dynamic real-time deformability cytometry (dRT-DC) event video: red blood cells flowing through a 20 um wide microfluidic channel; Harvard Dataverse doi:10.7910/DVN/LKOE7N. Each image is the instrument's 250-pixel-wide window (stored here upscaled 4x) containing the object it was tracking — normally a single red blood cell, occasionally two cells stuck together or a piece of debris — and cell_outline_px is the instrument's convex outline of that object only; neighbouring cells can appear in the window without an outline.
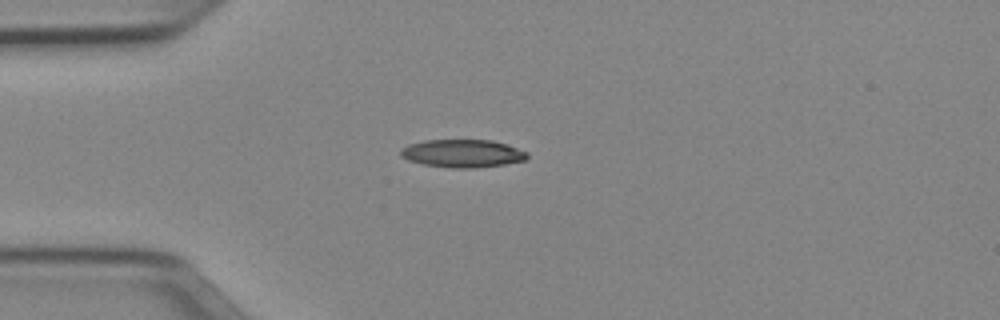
{"species": "Egyptian fruit bat (a non-hibernating species)", "species_latin": "Rousettus aegyptiacus", "temperature_condition": "cold", "stored_images_in_passage": 6, "camera_frame_rate_fps": 3000, "um_per_image_px": 0.085, "animal": {"sex": "female"}, "frame": {"image": 1, "passage_image": 1, "time_ms": 0.0, "image_size_px": [1000, 320], "cell_outline_px": [[528, 156], [524, 160], [504, 164], [476, 168], [452, 168], [424, 164], [408, 160], [400, 156], [400, 148], [408, 144], [424, 140], [492, 140], [528, 152]], "centroid_in_image_um": [39.27, 13.04], "position_along_channel_um": 45.7, "area_um2": 20.52}}
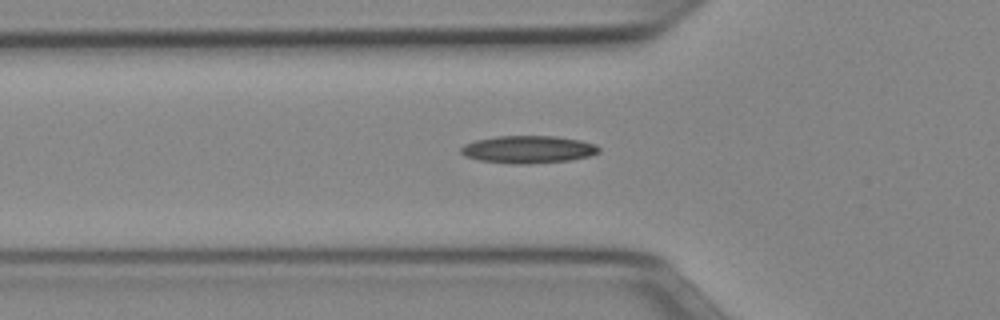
{"frame": {"image": 2, "passage_image": 5, "time_ms": 1.333, "image_size_px": [1000, 320], "cell_outline_px": [[600, 152], [588, 156], [568, 160], [532, 164], [512, 164], [480, 160], [464, 156], [460, 152], [460, 148], [464, 144], [476, 140], [496, 136], [556, 136], [580, 140], [596, 144], [600, 148]], "centroid_in_image_um": [44.88, 12.7], "position_along_channel_um": 80.9, "area_um2": 22.2}}